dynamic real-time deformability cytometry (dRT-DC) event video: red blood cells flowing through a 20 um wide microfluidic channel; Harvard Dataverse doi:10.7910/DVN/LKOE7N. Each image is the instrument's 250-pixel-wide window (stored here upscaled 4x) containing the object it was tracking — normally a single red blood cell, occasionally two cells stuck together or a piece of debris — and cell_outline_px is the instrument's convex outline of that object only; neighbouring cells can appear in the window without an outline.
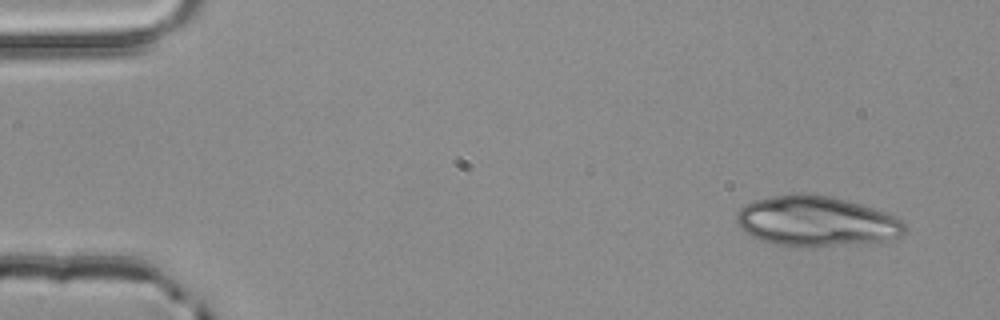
{"species": "common noctule bat (a hibernating species)", "species_latin": "Nyctalus noctula", "temperature_condition": "room temperature", "stored_images_in_passage": 3, "camera_frame_rate_fps": 3000, "um_per_image_px": 0.085, "animal": {"sex": "male", "body_mass_g": 20.4}, "frame": {"image": 1, "passage_image": 1, "time_ms": 0.0, "image_size_px": [1000, 320], "cell_outline_px": [[908, 228], [904, 236], [892, 240], [860, 244], [776, 244], [760, 240], [744, 232], [740, 228], [736, 220], [736, 212], [740, 208], [752, 200], [792, 192], [804, 192], [832, 196], [860, 204], [884, 212], [900, 220]], "centroid_in_image_um": [69.39, 18.76], "position_along_channel_um": 15.6, "area_um2": 49.01}}